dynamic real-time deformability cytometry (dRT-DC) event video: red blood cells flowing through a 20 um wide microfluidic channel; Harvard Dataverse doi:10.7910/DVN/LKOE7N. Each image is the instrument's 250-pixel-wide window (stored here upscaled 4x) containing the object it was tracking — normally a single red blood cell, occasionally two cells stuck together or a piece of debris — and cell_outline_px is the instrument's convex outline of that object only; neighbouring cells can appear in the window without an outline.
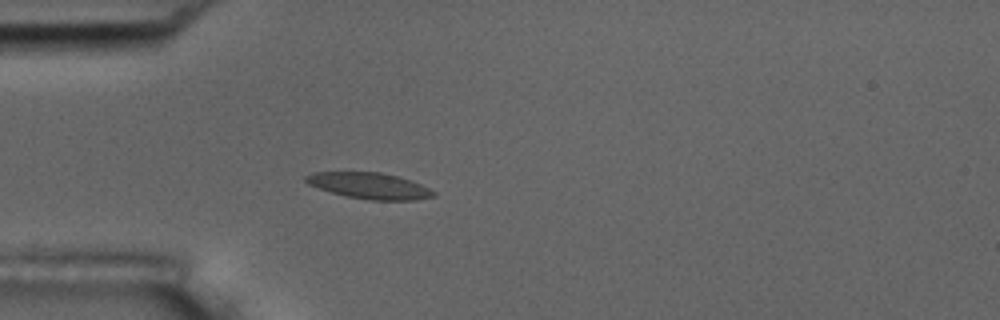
{"species": "common noctule bat (a hibernating species)", "species_latin": "Nyctalus noctula", "temperature_condition": "room temperature", "stored_images_in_passage": 4, "camera_frame_rate_fps": 3000, "um_per_image_px": 0.085, "animal": {"sex": "male", "body_mass_g": 17.5, "forearm_length_mm": 52.3}, "frame": {"image": 1, "passage_image": 4, "time_ms": 3.333, "image_size_px": [1000, 320], "cell_outline_px": [[436, 196], [416, 200], [368, 200], [348, 196], [332, 192], [308, 184], [304, 180], [304, 176], [312, 172], [380, 172], [396, 176], [420, 184], [436, 192]], "centroid_in_image_um": [31.39, 15.79], "position_along_channel_um": 53.6, "area_um2": 19.25}}